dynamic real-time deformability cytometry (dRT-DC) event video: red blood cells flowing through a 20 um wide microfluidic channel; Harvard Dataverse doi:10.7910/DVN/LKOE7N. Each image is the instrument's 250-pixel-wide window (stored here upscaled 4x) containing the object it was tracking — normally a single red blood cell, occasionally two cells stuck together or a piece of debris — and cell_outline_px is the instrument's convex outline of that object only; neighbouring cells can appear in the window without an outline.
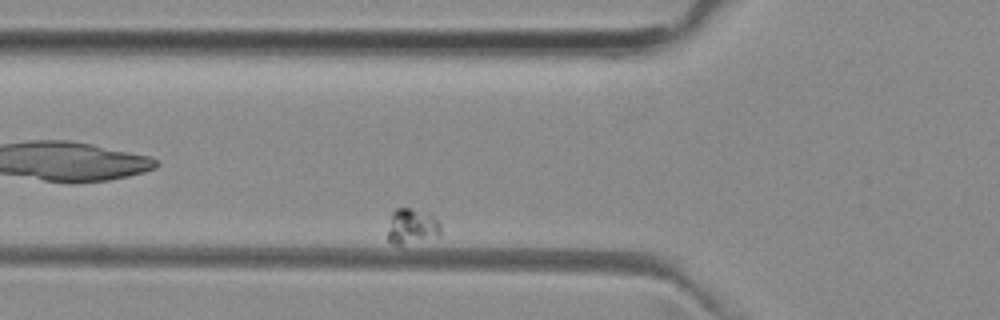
{"species": "common noctule bat (a hibernating species)", "species_latin": "Nyctalus noctula", "temperature_condition": "room temperature", "stored_images_in_passage": 45, "camera_frame_rate_fps": 3000, "um_per_image_px": 0.085, "animal": {"sex": "female", "body_mass_g": 29.2, "forearm_length_mm": 56.3}, "frame": {"image": 1, "passage_image": 3, "time_ms": 0.667, "image_size_px": [1000, 320], "cell_outline_px": [[440, 236], [400, 244], [392, 244], [388, 240], [388, 228], [392, 212], [396, 208], [412, 208], [432, 216], [440, 224]], "centroid_in_image_um": [34.98, 19.24], "position_along_channel_um": 90.8, "area_um2": 10.64}}
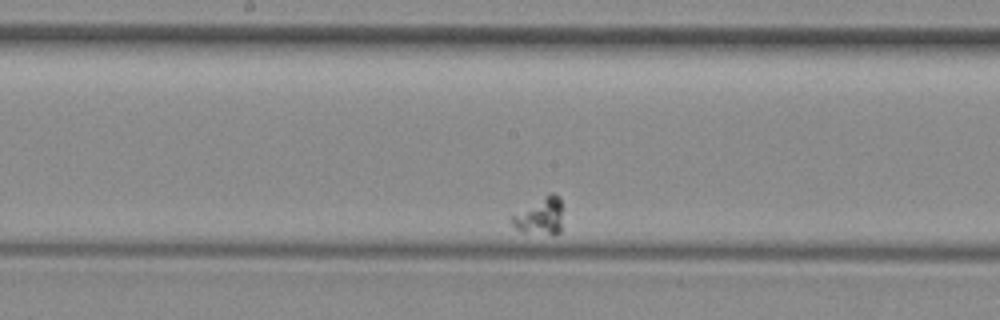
{"frame": {"image": 2, "passage_image": 15, "time_ms": 4.667, "image_size_px": [1000, 320], "cell_outline_px": [[560, 232], [556, 236], [552, 236], [524, 232], [516, 228], [512, 224], [512, 216], [548, 192], [552, 192], [560, 196]], "centroid_in_image_um": [45.92, 18.39], "position_along_channel_um": 202.3, "area_um2": 10.92}}
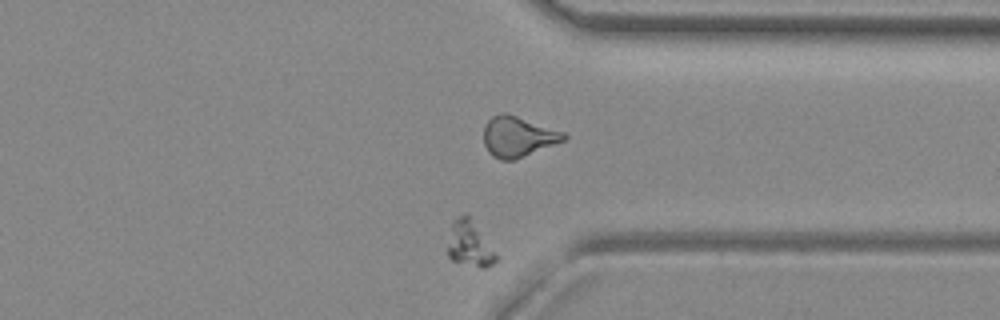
{"frame": {"image": 3, "passage_image": 32, "time_ms": 10.333, "image_size_px": [1000, 320], "cell_outline_px": [[500, 256], [492, 264], [480, 268], [452, 260], [448, 256], [448, 248], [452, 224], [456, 216], [464, 212], [468, 212]], "centroid_in_image_um": [39.97, 20.68], "position_along_channel_um": 371.4, "area_um2": 13.18}}